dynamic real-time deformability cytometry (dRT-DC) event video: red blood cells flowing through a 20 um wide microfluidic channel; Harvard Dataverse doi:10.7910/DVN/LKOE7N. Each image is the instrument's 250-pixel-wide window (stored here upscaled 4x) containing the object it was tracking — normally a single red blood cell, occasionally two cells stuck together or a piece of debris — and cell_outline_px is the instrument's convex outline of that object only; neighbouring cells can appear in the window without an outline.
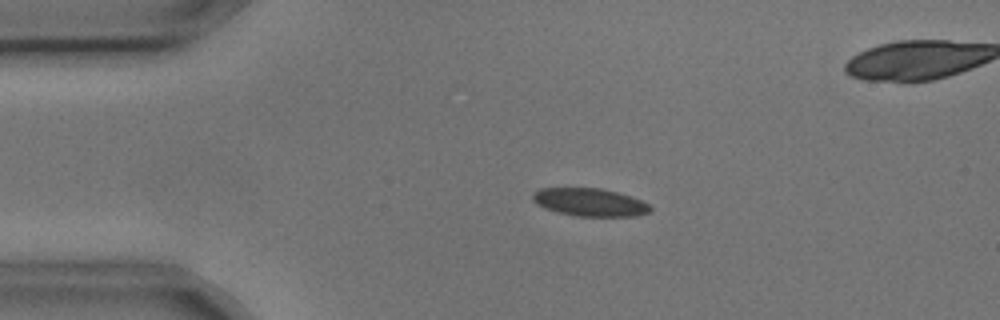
{"species": "common noctule bat (a hibernating species)", "species_latin": "Nyctalus noctula", "temperature_condition": "cold", "stored_images_in_passage": 5, "camera_frame_rate_fps": 3000, "um_per_image_px": 0.085, "animal": {"sex": "male", "body_mass_g": 17.9, "forearm_length_mm": 54.2}, "frame": {"image": 1, "passage_image": 3, "time_ms": 0.667, "image_size_px": [1000, 320], "cell_outline_px": [[652, 208], [648, 212], [636, 216], [576, 216], [556, 212], [544, 208], [536, 204], [532, 200], [532, 192], [540, 188], [600, 188], [616, 192], [640, 200], [648, 204]], "centroid_in_image_um": [50.06, 17.19], "position_along_channel_um": 34.9, "area_um2": 19.07}}